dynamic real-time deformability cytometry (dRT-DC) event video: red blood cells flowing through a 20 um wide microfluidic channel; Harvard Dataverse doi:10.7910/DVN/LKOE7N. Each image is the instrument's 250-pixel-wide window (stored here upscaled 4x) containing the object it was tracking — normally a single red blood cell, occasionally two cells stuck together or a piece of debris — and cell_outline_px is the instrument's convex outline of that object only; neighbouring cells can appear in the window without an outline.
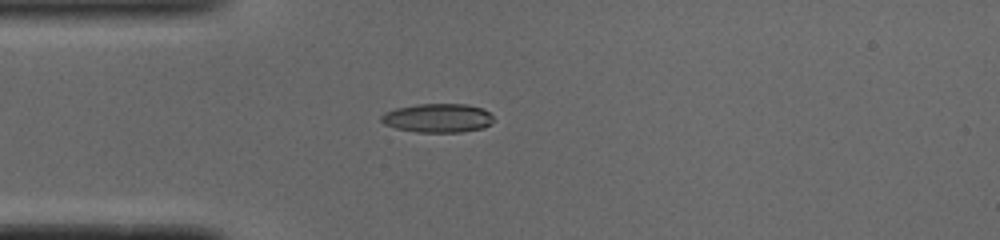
{"species": "common noctule bat (a hibernating species)", "species_latin": "Nyctalus noctula", "temperature_condition": "cold", "stored_images_in_passage": 39, "camera_frame_rate_fps": 3000, "um_per_image_px": 0.085, "animal": {"sex": "male", "body_mass_g": 19.0, "forearm_length_mm": 50.8}, "frame": {"image": 1, "passage_image": 1, "time_ms": 0.0, "image_size_px": [1000, 240], "cell_outline_px": [[492, 124], [484, 128], [460, 132], [416, 132], [396, 128], [384, 124], [380, 120], [380, 116], [384, 112], [396, 108], [416, 104], [468, 104], [480, 108], [488, 112], [492, 116]], "centroid_in_image_um": [37.18, 10.03], "position_along_channel_um": 47.8, "area_um2": 18.96}}
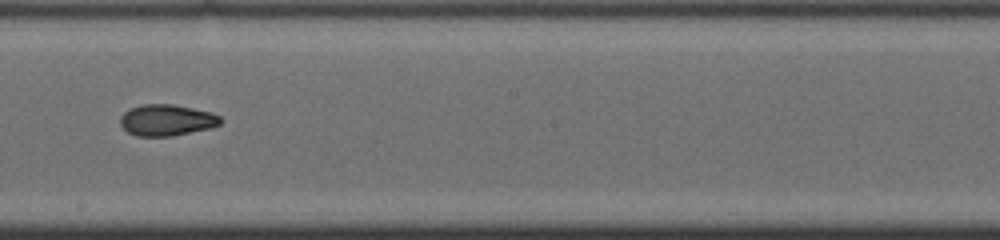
{"frame": {"image": 2, "passage_image": 16, "time_ms": 5.0, "image_size_px": [1000, 240], "cell_outline_px": [[224, 120], [220, 124], [208, 128], [172, 136], [136, 136], [128, 132], [120, 124], [120, 116], [128, 108], [144, 104], [172, 104], [212, 112], [220, 116]], "centroid_in_image_um": [14.16, 10.2], "position_along_channel_um": 234.0, "area_um2": 18.32}}
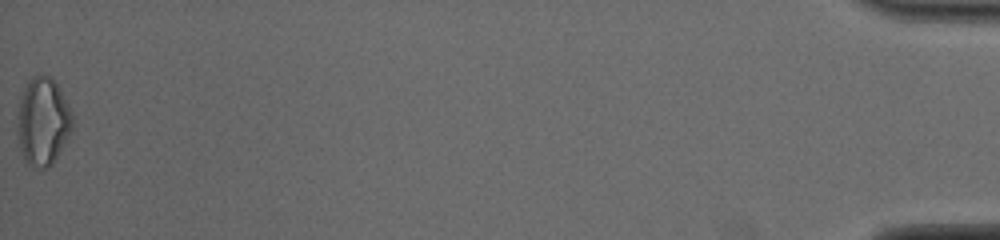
{"frame": {"image": 3, "passage_image": 39, "time_ms": 12.667, "image_size_px": [1000, 240], "cell_outline_px": [[72, 128], [68, 136], [52, 164], [48, 168], [40, 168], [28, 164], [24, 160], [20, 148], [20, 100], [24, 88], [28, 80], [32, 76], [52, 76], [60, 88], [72, 112]], "centroid_in_image_um": [3.69, 10.3], "position_along_channel_um": 431.5, "area_um2": 27.4}, "authors_computed_cell_mechanics": {"area_um2": 18.8428, "velocity_mm_per_s": 3.9218, "shape_relaxation_time_tau1_ms": null, "shape_relaxation_time_tau2_ms": 3.0679, "deformation_change_tau1": null, "deformation_change_tau2": 0.0792}}